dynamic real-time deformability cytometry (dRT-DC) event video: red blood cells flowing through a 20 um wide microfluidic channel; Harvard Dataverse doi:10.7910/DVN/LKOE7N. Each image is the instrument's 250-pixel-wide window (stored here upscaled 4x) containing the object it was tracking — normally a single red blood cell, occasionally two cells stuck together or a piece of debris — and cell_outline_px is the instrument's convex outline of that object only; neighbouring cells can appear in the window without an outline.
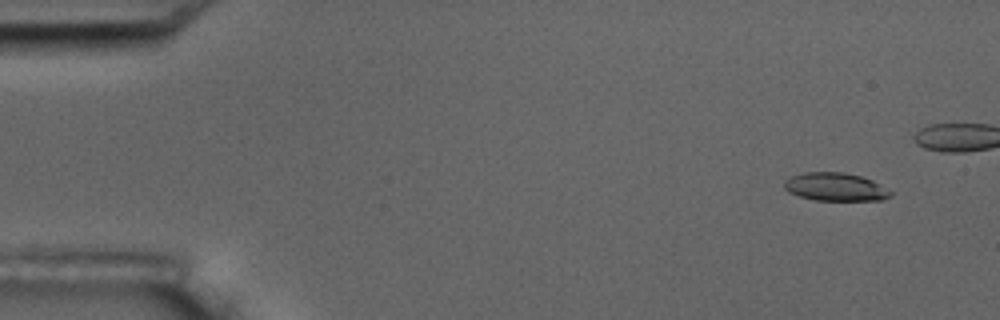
{"species": "common noctule bat (a hibernating species)", "species_latin": "Nyctalus noctula", "temperature_condition": "room temperature", "stored_images_in_passage": 4, "camera_frame_rate_fps": 3000, "um_per_image_px": 0.085, "animal": {"sex": "male", "body_mass_g": 17.5, "forearm_length_mm": 52.3}, "frame": {"image": 1, "passage_image": 1, "time_ms": 0.0, "image_size_px": [1000, 320], "cell_outline_px": [[892, 196], [880, 200], [816, 200], [800, 196], [788, 192], [784, 188], [784, 180], [792, 176], [804, 172], [844, 172], [860, 176], [872, 180], [892, 192]], "centroid_in_image_um": [70.99, 15.88], "position_along_channel_um": 14.0, "area_um2": 17.34}}